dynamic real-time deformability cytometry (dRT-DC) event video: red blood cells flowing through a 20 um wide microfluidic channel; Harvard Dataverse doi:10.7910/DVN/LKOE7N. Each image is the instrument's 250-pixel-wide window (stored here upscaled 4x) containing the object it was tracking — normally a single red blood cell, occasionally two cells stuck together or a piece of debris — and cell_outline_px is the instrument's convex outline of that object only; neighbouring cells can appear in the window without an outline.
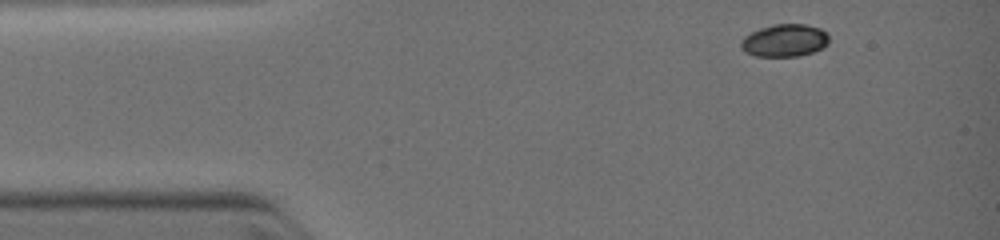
{"species": "common noctule bat (a hibernating species)", "species_latin": "Nyctalus noctula", "temperature_condition": "warm", "stored_images_in_passage": 3, "camera_frame_rate_fps": 3000, "um_per_image_px": 0.085, "animal": {"sex": "female", "body_mass_g": 19.0, "forearm_length_mm": 51.5}, "frame": {"image": 1, "passage_image": 1, "time_ms": 0.0, "image_size_px": [1000, 240], "cell_outline_px": [[828, 44], [812, 52], [800, 56], [756, 56], [744, 52], [740, 48], [740, 40], [744, 36], [760, 28], [772, 24], [808, 24], [820, 28], [828, 32]], "centroid_in_image_um": [66.67, 3.43], "position_along_channel_um": 18.3, "area_um2": 16.88}}
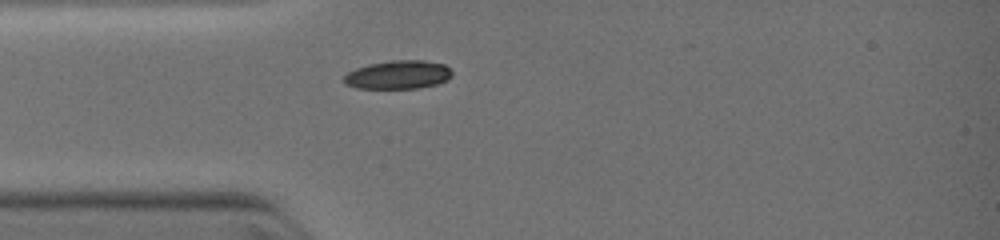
{"frame": {"image": 2, "passage_image": 3, "time_ms": 2.0, "image_size_px": [1000, 240], "cell_outline_px": [[452, 76], [448, 80], [436, 84], [416, 88], [356, 88], [344, 84], [344, 76], [348, 72], [356, 68], [368, 64], [392, 60], [424, 60], [444, 64], [452, 72]], "centroid_in_image_um": [33.83, 6.35], "position_along_channel_um": 51.2, "area_um2": 17.98}}